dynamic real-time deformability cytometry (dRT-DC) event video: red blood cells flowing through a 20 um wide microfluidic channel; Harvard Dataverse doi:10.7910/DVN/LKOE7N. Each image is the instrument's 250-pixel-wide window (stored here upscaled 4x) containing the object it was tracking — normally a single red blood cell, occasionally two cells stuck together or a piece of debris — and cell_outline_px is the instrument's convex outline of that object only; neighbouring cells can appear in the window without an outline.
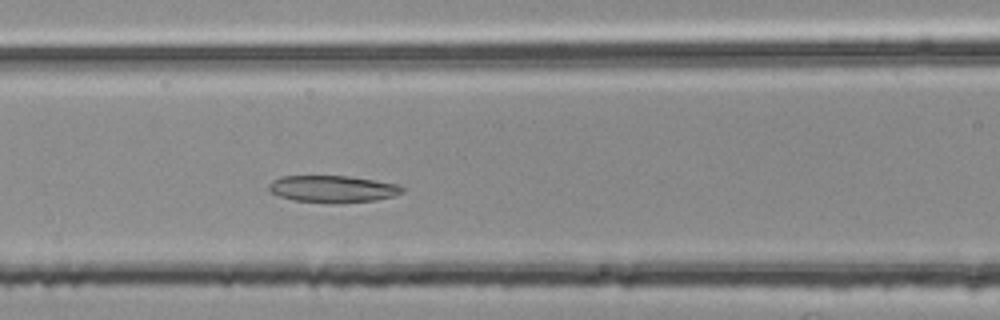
{"species": "common noctule bat (a hibernating species)", "species_latin": "Nyctalus noctula", "temperature_condition": "room temperature", "stored_images_in_passage": 33, "camera_frame_rate_fps": 3000, "um_per_image_px": 0.085, "animal": {"sex": "female", "body_mass_g": 25.1}, "frame": {"image": 1, "passage_image": 12, "time_ms": 3.667, "image_size_px": [1000, 320], "cell_outline_px": [[404, 192], [396, 196], [376, 200], [332, 204], [292, 200], [280, 196], [272, 192], [268, 188], [268, 184], [272, 180], [280, 176], [348, 176], [400, 184], [404, 188]], "centroid_in_image_um": [28.31, 16.07], "position_along_channel_um": 138.3, "area_um2": 21.27}}
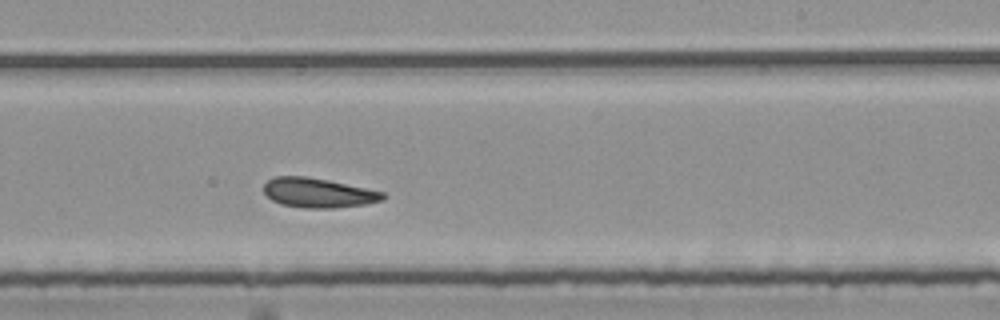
{"frame": {"image": 2, "passage_image": 22, "time_ms": 7.0, "image_size_px": [1000, 320], "cell_outline_px": [[388, 196], [384, 200], [364, 204], [336, 208], [304, 208], [280, 204], [272, 200], [264, 192], [264, 184], [268, 180], [276, 176], [304, 176], [328, 180], [384, 192]], "centroid_in_image_um": [27.06, 16.4], "position_along_channel_um": 261.9, "area_um2": 20.52}}
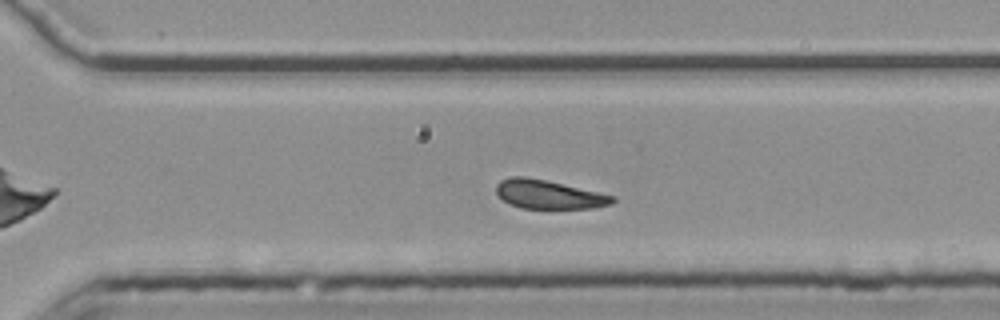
{"frame": {"image": 3, "passage_image": 27, "time_ms": 8.667, "image_size_px": [1000, 320], "cell_outline_px": [[616, 200], [612, 204], [592, 208], [520, 208], [508, 204], [496, 192], [496, 184], [500, 180], [508, 176], [524, 176], [544, 180], [616, 196]], "centroid_in_image_um": [46.62, 16.53], "position_along_channel_um": 324.0, "area_um2": 19.42}, "authors_computed_cell_mechanics": {"area_um2": 20.519, "velocity_mm_per_s": 3.7205, "shape_relaxation_time_tau1_ms": null, "shape_relaxation_time_tau2_ms": 3.0348, "deformation_change_tau1": null, "deformation_change_tau2": 0.1079}}